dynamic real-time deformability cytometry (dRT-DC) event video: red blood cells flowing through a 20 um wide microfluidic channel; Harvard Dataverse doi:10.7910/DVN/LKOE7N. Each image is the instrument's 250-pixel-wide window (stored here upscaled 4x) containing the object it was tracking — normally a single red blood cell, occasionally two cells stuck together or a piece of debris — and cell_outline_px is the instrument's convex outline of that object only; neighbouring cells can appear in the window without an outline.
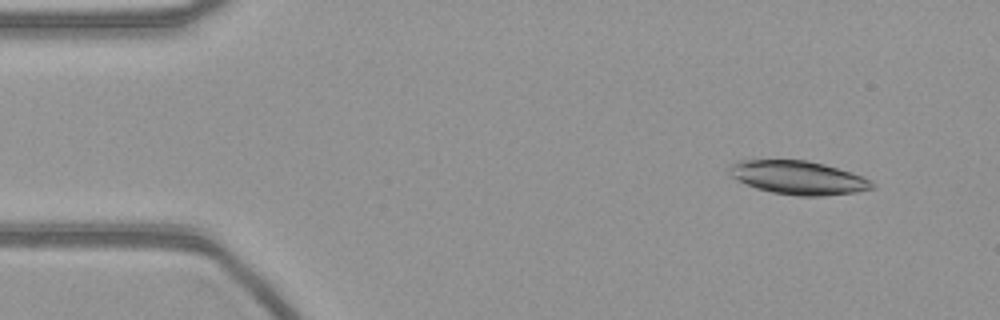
{"species": "common noctule bat (a hibernating species)", "species_latin": "Nyctalus noctula", "temperature_condition": "warm", "stored_images_in_passage": 51, "camera_frame_rate_fps": 3000, "um_per_image_px": 0.085, "animal": {"sex": "female", "body_mass_g": 21.9}, "frame": {"image": 1, "passage_image": 2, "time_ms": 0.333, "image_size_px": [1000, 320], "cell_outline_px": [[876, 188], [856, 192], [824, 196], [796, 196], [772, 192], [756, 188], [732, 176], [728, 172], [728, 164], [736, 160], [808, 160], [824, 164], [872, 180], [876, 184]], "centroid_in_image_um": [67.85, 15.1], "position_along_channel_um": 17.2, "area_um2": 27.92}}
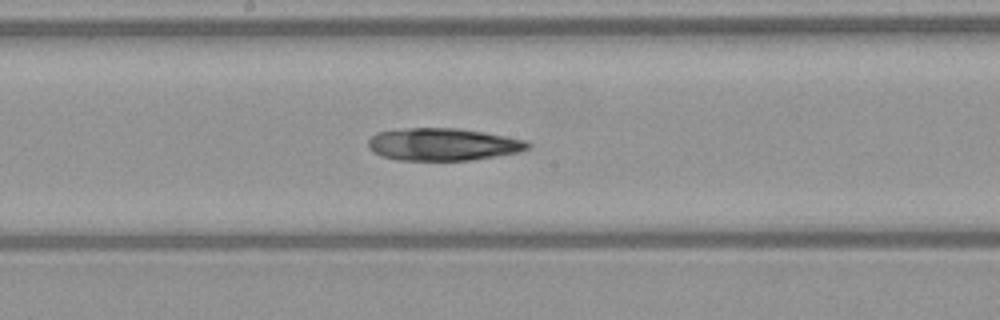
{"frame": {"image": 2, "passage_image": 25, "time_ms": 8.0, "image_size_px": [1000, 320], "cell_outline_px": [[532, 144], [528, 148], [520, 152], [468, 160], [396, 160], [380, 156], [372, 152], [368, 148], [368, 140], [376, 132], [408, 128], [460, 128], [484, 132], [528, 140]], "centroid_in_image_um": [37.64, 12.27], "position_along_channel_um": 210.6, "area_um2": 30.35}}
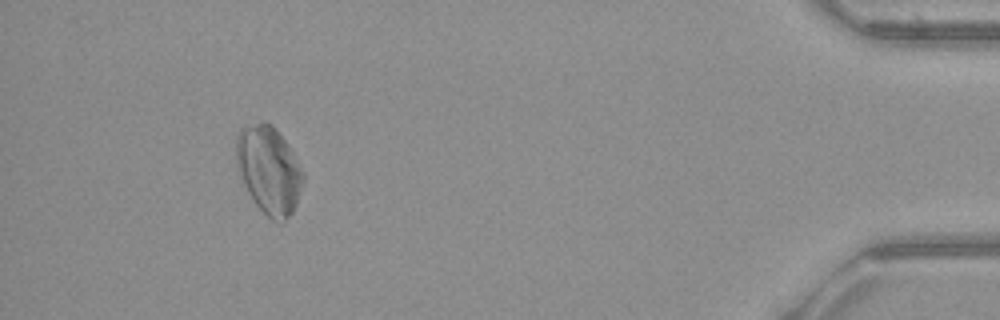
{"frame": {"image": 3, "passage_image": 47, "time_ms": 15.333, "image_size_px": [1000, 320], "cell_outline_px": [[304, 180], [296, 204], [292, 212], [280, 224], [272, 220], [256, 204], [248, 192], [244, 184], [236, 164], [236, 136], [240, 128], [264, 120], [272, 124], [276, 128], [292, 152], [304, 172]], "centroid_in_image_um": [22.85, 14.42], "position_along_channel_um": 412.4, "area_um2": 34.04}}